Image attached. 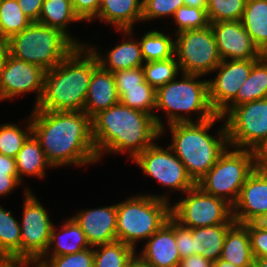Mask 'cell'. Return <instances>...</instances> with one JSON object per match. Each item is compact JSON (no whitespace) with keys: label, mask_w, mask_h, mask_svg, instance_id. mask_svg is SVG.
I'll list each match as a JSON object with an SVG mask.
<instances>
[{"label":"cell","mask_w":267,"mask_h":267,"mask_svg":"<svg viewBox=\"0 0 267 267\" xmlns=\"http://www.w3.org/2000/svg\"><path fill=\"white\" fill-rule=\"evenodd\" d=\"M116 88L140 87L145 80L144 70L141 67L121 69L113 72Z\"/></svg>","instance_id":"41"},{"label":"cell","mask_w":267,"mask_h":267,"mask_svg":"<svg viewBox=\"0 0 267 267\" xmlns=\"http://www.w3.org/2000/svg\"><path fill=\"white\" fill-rule=\"evenodd\" d=\"M133 161L145 174L159 181L165 187L168 186L185 193L196 185L187 174L185 165L172 153L170 147L163 149L158 144H153L139 153Z\"/></svg>","instance_id":"13"},{"label":"cell","mask_w":267,"mask_h":267,"mask_svg":"<svg viewBox=\"0 0 267 267\" xmlns=\"http://www.w3.org/2000/svg\"><path fill=\"white\" fill-rule=\"evenodd\" d=\"M45 70L8 54L0 70V100L27 92H37L35 106L43 94Z\"/></svg>","instance_id":"15"},{"label":"cell","mask_w":267,"mask_h":267,"mask_svg":"<svg viewBox=\"0 0 267 267\" xmlns=\"http://www.w3.org/2000/svg\"><path fill=\"white\" fill-rule=\"evenodd\" d=\"M241 22L255 46L263 55H266L267 0H247Z\"/></svg>","instance_id":"27"},{"label":"cell","mask_w":267,"mask_h":267,"mask_svg":"<svg viewBox=\"0 0 267 267\" xmlns=\"http://www.w3.org/2000/svg\"><path fill=\"white\" fill-rule=\"evenodd\" d=\"M176 58L166 60H157L145 62L142 65L144 70L145 81H147L155 90L159 87L164 86L171 80L176 79L179 73V64Z\"/></svg>","instance_id":"35"},{"label":"cell","mask_w":267,"mask_h":267,"mask_svg":"<svg viewBox=\"0 0 267 267\" xmlns=\"http://www.w3.org/2000/svg\"><path fill=\"white\" fill-rule=\"evenodd\" d=\"M143 0H101L99 12L95 18L113 24L125 35H132L134 21H142Z\"/></svg>","instance_id":"21"},{"label":"cell","mask_w":267,"mask_h":267,"mask_svg":"<svg viewBox=\"0 0 267 267\" xmlns=\"http://www.w3.org/2000/svg\"><path fill=\"white\" fill-rule=\"evenodd\" d=\"M31 134V122L26 130L12 123L0 125V154L15 158Z\"/></svg>","instance_id":"37"},{"label":"cell","mask_w":267,"mask_h":267,"mask_svg":"<svg viewBox=\"0 0 267 267\" xmlns=\"http://www.w3.org/2000/svg\"><path fill=\"white\" fill-rule=\"evenodd\" d=\"M82 21L73 9L71 0H44L38 22L55 28L67 35L77 46H86L68 34L66 26Z\"/></svg>","instance_id":"28"},{"label":"cell","mask_w":267,"mask_h":267,"mask_svg":"<svg viewBox=\"0 0 267 267\" xmlns=\"http://www.w3.org/2000/svg\"><path fill=\"white\" fill-rule=\"evenodd\" d=\"M35 265V267H44L39 261H28L23 259H17V267H29V265Z\"/></svg>","instance_id":"53"},{"label":"cell","mask_w":267,"mask_h":267,"mask_svg":"<svg viewBox=\"0 0 267 267\" xmlns=\"http://www.w3.org/2000/svg\"><path fill=\"white\" fill-rule=\"evenodd\" d=\"M234 223L232 217L226 224L193 228V255H201L213 262L219 259L227 231Z\"/></svg>","instance_id":"24"},{"label":"cell","mask_w":267,"mask_h":267,"mask_svg":"<svg viewBox=\"0 0 267 267\" xmlns=\"http://www.w3.org/2000/svg\"><path fill=\"white\" fill-rule=\"evenodd\" d=\"M258 60H222L214 69L217 77L208 80V97L211 108L220 114L237 96L241 85L250 75Z\"/></svg>","instance_id":"14"},{"label":"cell","mask_w":267,"mask_h":267,"mask_svg":"<svg viewBox=\"0 0 267 267\" xmlns=\"http://www.w3.org/2000/svg\"><path fill=\"white\" fill-rule=\"evenodd\" d=\"M91 124L98 160L105 151H125L134 159L161 136V129L153 116L121 102L98 112L91 118Z\"/></svg>","instance_id":"2"},{"label":"cell","mask_w":267,"mask_h":267,"mask_svg":"<svg viewBox=\"0 0 267 267\" xmlns=\"http://www.w3.org/2000/svg\"><path fill=\"white\" fill-rule=\"evenodd\" d=\"M182 80H171L156 90V108L165 110L168 124L194 122L189 112H197L196 122L213 118L216 113L210 106L208 97V80H196L200 75L182 73ZM188 114H180V112ZM179 112V114H178ZM186 115V116H185Z\"/></svg>","instance_id":"7"},{"label":"cell","mask_w":267,"mask_h":267,"mask_svg":"<svg viewBox=\"0 0 267 267\" xmlns=\"http://www.w3.org/2000/svg\"><path fill=\"white\" fill-rule=\"evenodd\" d=\"M0 267H17V259L0 258Z\"/></svg>","instance_id":"55"},{"label":"cell","mask_w":267,"mask_h":267,"mask_svg":"<svg viewBox=\"0 0 267 267\" xmlns=\"http://www.w3.org/2000/svg\"><path fill=\"white\" fill-rule=\"evenodd\" d=\"M255 169L267 170V136L252 149Z\"/></svg>","instance_id":"46"},{"label":"cell","mask_w":267,"mask_h":267,"mask_svg":"<svg viewBox=\"0 0 267 267\" xmlns=\"http://www.w3.org/2000/svg\"><path fill=\"white\" fill-rule=\"evenodd\" d=\"M46 211L30 189H27L20 224L23 260L38 261L47 251L53 223Z\"/></svg>","instance_id":"12"},{"label":"cell","mask_w":267,"mask_h":267,"mask_svg":"<svg viewBox=\"0 0 267 267\" xmlns=\"http://www.w3.org/2000/svg\"><path fill=\"white\" fill-rule=\"evenodd\" d=\"M178 267H213V261L204 258L201 255H191L182 258Z\"/></svg>","instance_id":"48"},{"label":"cell","mask_w":267,"mask_h":267,"mask_svg":"<svg viewBox=\"0 0 267 267\" xmlns=\"http://www.w3.org/2000/svg\"><path fill=\"white\" fill-rule=\"evenodd\" d=\"M126 267H151L140 255L132 256V258L128 261Z\"/></svg>","instance_id":"51"},{"label":"cell","mask_w":267,"mask_h":267,"mask_svg":"<svg viewBox=\"0 0 267 267\" xmlns=\"http://www.w3.org/2000/svg\"><path fill=\"white\" fill-rule=\"evenodd\" d=\"M32 21L23 13L17 0H0V35L10 38L26 29Z\"/></svg>","instance_id":"34"},{"label":"cell","mask_w":267,"mask_h":267,"mask_svg":"<svg viewBox=\"0 0 267 267\" xmlns=\"http://www.w3.org/2000/svg\"><path fill=\"white\" fill-rule=\"evenodd\" d=\"M9 54L45 71L53 69L77 45L63 32L39 22H32L26 29L9 39Z\"/></svg>","instance_id":"6"},{"label":"cell","mask_w":267,"mask_h":267,"mask_svg":"<svg viewBox=\"0 0 267 267\" xmlns=\"http://www.w3.org/2000/svg\"><path fill=\"white\" fill-rule=\"evenodd\" d=\"M72 218L81 227L91 247L117 241L116 204L84 210Z\"/></svg>","instance_id":"18"},{"label":"cell","mask_w":267,"mask_h":267,"mask_svg":"<svg viewBox=\"0 0 267 267\" xmlns=\"http://www.w3.org/2000/svg\"><path fill=\"white\" fill-rule=\"evenodd\" d=\"M247 0H207L209 23L242 19Z\"/></svg>","instance_id":"36"},{"label":"cell","mask_w":267,"mask_h":267,"mask_svg":"<svg viewBox=\"0 0 267 267\" xmlns=\"http://www.w3.org/2000/svg\"><path fill=\"white\" fill-rule=\"evenodd\" d=\"M185 198L171 206V217L187 228L226 224L232 216V206L225 200L207 194L197 185L185 192Z\"/></svg>","instance_id":"10"},{"label":"cell","mask_w":267,"mask_h":267,"mask_svg":"<svg viewBox=\"0 0 267 267\" xmlns=\"http://www.w3.org/2000/svg\"><path fill=\"white\" fill-rule=\"evenodd\" d=\"M140 256L151 267H178L181 257L175 240V220L172 217L148 238Z\"/></svg>","instance_id":"19"},{"label":"cell","mask_w":267,"mask_h":267,"mask_svg":"<svg viewBox=\"0 0 267 267\" xmlns=\"http://www.w3.org/2000/svg\"><path fill=\"white\" fill-rule=\"evenodd\" d=\"M267 98V56L263 55L252 67L236 98L219 114L222 118L236 106Z\"/></svg>","instance_id":"23"},{"label":"cell","mask_w":267,"mask_h":267,"mask_svg":"<svg viewBox=\"0 0 267 267\" xmlns=\"http://www.w3.org/2000/svg\"><path fill=\"white\" fill-rule=\"evenodd\" d=\"M48 257L50 255L38 261L44 267H94V250L91 247L77 253L51 257L49 261Z\"/></svg>","instance_id":"39"},{"label":"cell","mask_w":267,"mask_h":267,"mask_svg":"<svg viewBox=\"0 0 267 267\" xmlns=\"http://www.w3.org/2000/svg\"><path fill=\"white\" fill-rule=\"evenodd\" d=\"M226 116L231 148L251 150L267 136V98L240 104Z\"/></svg>","instance_id":"11"},{"label":"cell","mask_w":267,"mask_h":267,"mask_svg":"<svg viewBox=\"0 0 267 267\" xmlns=\"http://www.w3.org/2000/svg\"><path fill=\"white\" fill-rule=\"evenodd\" d=\"M253 267H267V258H254Z\"/></svg>","instance_id":"57"},{"label":"cell","mask_w":267,"mask_h":267,"mask_svg":"<svg viewBox=\"0 0 267 267\" xmlns=\"http://www.w3.org/2000/svg\"><path fill=\"white\" fill-rule=\"evenodd\" d=\"M0 258L21 259L20 223L0 206Z\"/></svg>","instance_id":"31"},{"label":"cell","mask_w":267,"mask_h":267,"mask_svg":"<svg viewBox=\"0 0 267 267\" xmlns=\"http://www.w3.org/2000/svg\"><path fill=\"white\" fill-rule=\"evenodd\" d=\"M0 173H17L15 158L0 154Z\"/></svg>","instance_id":"49"},{"label":"cell","mask_w":267,"mask_h":267,"mask_svg":"<svg viewBox=\"0 0 267 267\" xmlns=\"http://www.w3.org/2000/svg\"><path fill=\"white\" fill-rule=\"evenodd\" d=\"M184 5L207 9V0H184Z\"/></svg>","instance_id":"52"},{"label":"cell","mask_w":267,"mask_h":267,"mask_svg":"<svg viewBox=\"0 0 267 267\" xmlns=\"http://www.w3.org/2000/svg\"><path fill=\"white\" fill-rule=\"evenodd\" d=\"M254 223L262 230L267 231V212L257 218Z\"/></svg>","instance_id":"54"},{"label":"cell","mask_w":267,"mask_h":267,"mask_svg":"<svg viewBox=\"0 0 267 267\" xmlns=\"http://www.w3.org/2000/svg\"><path fill=\"white\" fill-rule=\"evenodd\" d=\"M8 54H9L8 38L0 35V70L4 66Z\"/></svg>","instance_id":"50"},{"label":"cell","mask_w":267,"mask_h":267,"mask_svg":"<svg viewBox=\"0 0 267 267\" xmlns=\"http://www.w3.org/2000/svg\"><path fill=\"white\" fill-rule=\"evenodd\" d=\"M213 267H238V266L233 265L232 263L219 258L213 262Z\"/></svg>","instance_id":"56"},{"label":"cell","mask_w":267,"mask_h":267,"mask_svg":"<svg viewBox=\"0 0 267 267\" xmlns=\"http://www.w3.org/2000/svg\"><path fill=\"white\" fill-rule=\"evenodd\" d=\"M174 40L176 56L181 73L206 75L221 63L215 35L211 26L178 33Z\"/></svg>","instance_id":"9"},{"label":"cell","mask_w":267,"mask_h":267,"mask_svg":"<svg viewBox=\"0 0 267 267\" xmlns=\"http://www.w3.org/2000/svg\"><path fill=\"white\" fill-rule=\"evenodd\" d=\"M120 102L114 75L98 65L92 72L84 105V112L92 118Z\"/></svg>","instance_id":"20"},{"label":"cell","mask_w":267,"mask_h":267,"mask_svg":"<svg viewBox=\"0 0 267 267\" xmlns=\"http://www.w3.org/2000/svg\"><path fill=\"white\" fill-rule=\"evenodd\" d=\"M254 170L251 150L226 149L196 185L205 193L219 197L233 206L238 200L242 186Z\"/></svg>","instance_id":"8"},{"label":"cell","mask_w":267,"mask_h":267,"mask_svg":"<svg viewBox=\"0 0 267 267\" xmlns=\"http://www.w3.org/2000/svg\"><path fill=\"white\" fill-rule=\"evenodd\" d=\"M89 48L95 53L99 65L104 70L112 73L121 69L141 67L144 62L140 43L136 40H125L123 43L111 49L105 59L101 58L102 56L100 54L98 55V51L95 50L94 46Z\"/></svg>","instance_id":"26"},{"label":"cell","mask_w":267,"mask_h":267,"mask_svg":"<svg viewBox=\"0 0 267 267\" xmlns=\"http://www.w3.org/2000/svg\"><path fill=\"white\" fill-rule=\"evenodd\" d=\"M166 195H138L116 204L117 241L135 249L137 241L148 239L171 217Z\"/></svg>","instance_id":"5"},{"label":"cell","mask_w":267,"mask_h":267,"mask_svg":"<svg viewBox=\"0 0 267 267\" xmlns=\"http://www.w3.org/2000/svg\"><path fill=\"white\" fill-rule=\"evenodd\" d=\"M178 26L177 33L186 30L202 29L210 25L206 9L190 6H180L173 14Z\"/></svg>","instance_id":"38"},{"label":"cell","mask_w":267,"mask_h":267,"mask_svg":"<svg viewBox=\"0 0 267 267\" xmlns=\"http://www.w3.org/2000/svg\"><path fill=\"white\" fill-rule=\"evenodd\" d=\"M99 65L87 46H77L56 67L45 71L43 94L34 110L83 111L93 70Z\"/></svg>","instance_id":"3"},{"label":"cell","mask_w":267,"mask_h":267,"mask_svg":"<svg viewBox=\"0 0 267 267\" xmlns=\"http://www.w3.org/2000/svg\"><path fill=\"white\" fill-rule=\"evenodd\" d=\"M222 60H259L263 54L243 28L241 20L210 23Z\"/></svg>","instance_id":"16"},{"label":"cell","mask_w":267,"mask_h":267,"mask_svg":"<svg viewBox=\"0 0 267 267\" xmlns=\"http://www.w3.org/2000/svg\"><path fill=\"white\" fill-rule=\"evenodd\" d=\"M75 13L81 20L92 21L99 12L101 0H71Z\"/></svg>","instance_id":"44"},{"label":"cell","mask_w":267,"mask_h":267,"mask_svg":"<svg viewBox=\"0 0 267 267\" xmlns=\"http://www.w3.org/2000/svg\"><path fill=\"white\" fill-rule=\"evenodd\" d=\"M224 119L216 114L203 122H182L169 125L173 142L172 152L185 165L187 174L197 183L217 162L219 156L228 149L226 124L217 137L207 132L214 122Z\"/></svg>","instance_id":"4"},{"label":"cell","mask_w":267,"mask_h":267,"mask_svg":"<svg viewBox=\"0 0 267 267\" xmlns=\"http://www.w3.org/2000/svg\"><path fill=\"white\" fill-rule=\"evenodd\" d=\"M55 228L53 225L47 251L41 258L47 257L46 255H48L52 244H55V246L53 252L50 254L51 257L73 254L91 247L86 235L73 218L66 220L60 233H57Z\"/></svg>","instance_id":"25"},{"label":"cell","mask_w":267,"mask_h":267,"mask_svg":"<svg viewBox=\"0 0 267 267\" xmlns=\"http://www.w3.org/2000/svg\"><path fill=\"white\" fill-rule=\"evenodd\" d=\"M120 102L135 110L148 113L153 116L161 129V135L165 131L163 123L153 109L156 108V90L147 82L143 81L140 87L117 88Z\"/></svg>","instance_id":"30"},{"label":"cell","mask_w":267,"mask_h":267,"mask_svg":"<svg viewBox=\"0 0 267 267\" xmlns=\"http://www.w3.org/2000/svg\"><path fill=\"white\" fill-rule=\"evenodd\" d=\"M23 13L32 21L38 22L44 0H17Z\"/></svg>","instance_id":"45"},{"label":"cell","mask_w":267,"mask_h":267,"mask_svg":"<svg viewBox=\"0 0 267 267\" xmlns=\"http://www.w3.org/2000/svg\"><path fill=\"white\" fill-rule=\"evenodd\" d=\"M175 240L182 258L193 255V228H187L175 221Z\"/></svg>","instance_id":"43"},{"label":"cell","mask_w":267,"mask_h":267,"mask_svg":"<svg viewBox=\"0 0 267 267\" xmlns=\"http://www.w3.org/2000/svg\"><path fill=\"white\" fill-rule=\"evenodd\" d=\"M240 211V212H239ZM267 212V170L255 169L242 186L238 200L232 206L236 223H253Z\"/></svg>","instance_id":"17"},{"label":"cell","mask_w":267,"mask_h":267,"mask_svg":"<svg viewBox=\"0 0 267 267\" xmlns=\"http://www.w3.org/2000/svg\"><path fill=\"white\" fill-rule=\"evenodd\" d=\"M28 120L51 167L98 161L91 118L84 111L33 110Z\"/></svg>","instance_id":"1"},{"label":"cell","mask_w":267,"mask_h":267,"mask_svg":"<svg viewBox=\"0 0 267 267\" xmlns=\"http://www.w3.org/2000/svg\"><path fill=\"white\" fill-rule=\"evenodd\" d=\"M248 234L254 258H267V231L253 222L248 223Z\"/></svg>","instance_id":"42"},{"label":"cell","mask_w":267,"mask_h":267,"mask_svg":"<svg viewBox=\"0 0 267 267\" xmlns=\"http://www.w3.org/2000/svg\"><path fill=\"white\" fill-rule=\"evenodd\" d=\"M20 183L18 173H0V195L11 193Z\"/></svg>","instance_id":"47"},{"label":"cell","mask_w":267,"mask_h":267,"mask_svg":"<svg viewBox=\"0 0 267 267\" xmlns=\"http://www.w3.org/2000/svg\"><path fill=\"white\" fill-rule=\"evenodd\" d=\"M140 47L145 62L166 60L174 56V41L159 31H149L140 39Z\"/></svg>","instance_id":"32"},{"label":"cell","mask_w":267,"mask_h":267,"mask_svg":"<svg viewBox=\"0 0 267 267\" xmlns=\"http://www.w3.org/2000/svg\"><path fill=\"white\" fill-rule=\"evenodd\" d=\"M15 163L20 181L24 175L43 178L45 177V168L47 166L51 167L39 141L33 134L27 138L22 149L17 153Z\"/></svg>","instance_id":"29"},{"label":"cell","mask_w":267,"mask_h":267,"mask_svg":"<svg viewBox=\"0 0 267 267\" xmlns=\"http://www.w3.org/2000/svg\"><path fill=\"white\" fill-rule=\"evenodd\" d=\"M94 267H126L135 249L121 241L95 246ZM99 247V248H98Z\"/></svg>","instance_id":"33"},{"label":"cell","mask_w":267,"mask_h":267,"mask_svg":"<svg viewBox=\"0 0 267 267\" xmlns=\"http://www.w3.org/2000/svg\"><path fill=\"white\" fill-rule=\"evenodd\" d=\"M221 259L238 267H253L254 256L251 250L248 223H234L227 231Z\"/></svg>","instance_id":"22"},{"label":"cell","mask_w":267,"mask_h":267,"mask_svg":"<svg viewBox=\"0 0 267 267\" xmlns=\"http://www.w3.org/2000/svg\"><path fill=\"white\" fill-rule=\"evenodd\" d=\"M184 5V0H143L142 20L173 16L176 10Z\"/></svg>","instance_id":"40"}]
</instances>
